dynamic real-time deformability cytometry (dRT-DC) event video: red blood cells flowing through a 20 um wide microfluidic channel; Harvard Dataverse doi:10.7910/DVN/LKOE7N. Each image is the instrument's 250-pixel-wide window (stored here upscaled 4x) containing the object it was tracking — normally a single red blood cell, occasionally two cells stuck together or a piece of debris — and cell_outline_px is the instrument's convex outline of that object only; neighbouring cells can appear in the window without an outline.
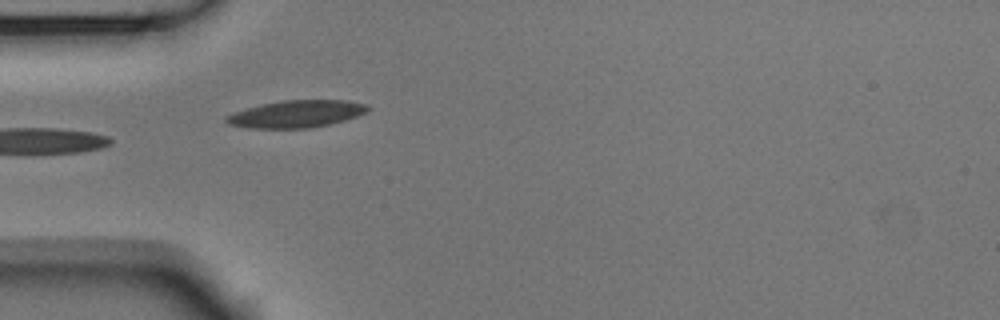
{"species": "Egyptian fruit bat (a non-hibernating species)", "species_latin": "Rousettus aegyptiacus", "temperature_condition": "room temperature", "stored_images_in_passage": 4, "camera_frame_rate_fps": 3000, "um_per_image_px": 0.085, "animal": {"sex": "male"}, "frame": {"image": 1, "passage_image": 3, "time_ms": 0.667, "image_size_px": [1000, 320], "cell_outline_px": [[372, 108], [368, 112], [344, 120], [328, 124], [308, 128], [248, 128], [228, 124], [224, 120], [224, 116], [248, 108], [280, 100], [348, 100], [368, 104]], "centroid_in_image_um": [25.23, 9.68], "position_along_channel_um": 59.8, "area_um2": 22.43}}
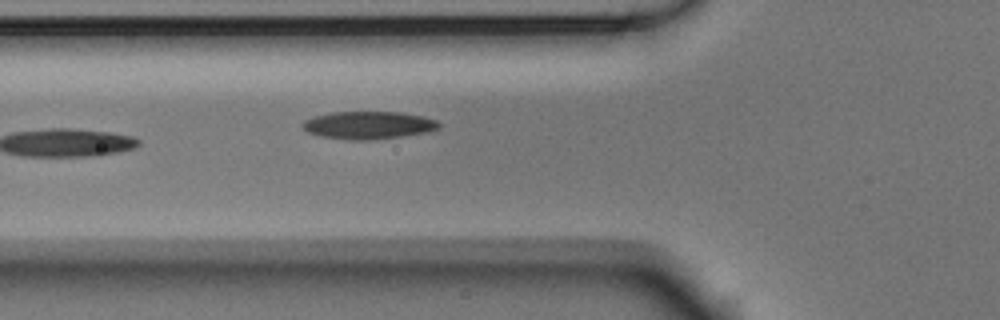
{"frame": {"image": 2, "passage_image": 4, "time_ms": 1.0, "image_size_px": [1000, 320], "cell_outline_px": [[440, 128], [428, 132], [400, 136], [368, 140], [348, 140], [320, 136], [308, 132], [300, 124], [304, 120], [312, 116], [332, 112], [404, 112], [424, 116], [436, 120], [440, 124]], "centroid_in_image_um": [31.31, 10.63], "position_along_channel_um": 94.5, "area_um2": 22.14}}